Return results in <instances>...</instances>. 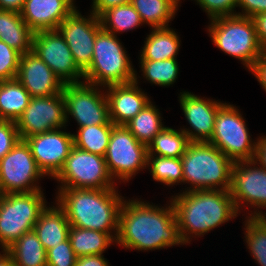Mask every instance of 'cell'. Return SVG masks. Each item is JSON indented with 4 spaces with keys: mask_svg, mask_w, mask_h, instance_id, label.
Listing matches in <instances>:
<instances>
[{
    "mask_svg": "<svg viewBox=\"0 0 266 266\" xmlns=\"http://www.w3.org/2000/svg\"><path fill=\"white\" fill-rule=\"evenodd\" d=\"M169 202V206L164 208L138 199L124 200L115 244L138 251L184 245L174 207Z\"/></svg>",
    "mask_w": 266,
    "mask_h": 266,
    "instance_id": "obj_1",
    "label": "cell"
},
{
    "mask_svg": "<svg viewBox=\"0 0 266 266\" xmlns=\"http://www.w3.org/2000/svg\"><path fill=\"white\" fill-rule=\"evenodd\" d=\"M58 189L55 204L64 211L70 226L108 233L116 240L124 201L116 188Z\"/></svg>",
    "mask_w": 266,
    "mask_h": 266,
    "instance_id": "obj_2",
    "label": "cell"
},
{
    "mask_svg": "<svg viewBox=\"0 0 266 266\" xmlns=\"http://www.w3.org/2000/svg\"><path fill=\"white\" fill-rule=\"evenodd\" d=\"M170 201L184 244L190 243L191 236L204 235L238 216L229 190L183 191Z\"/></svg>",
    "mask_w": 266,
    "mask_h": 266,
    "instance_id": "obj_3",
    "label": "cell"
},
{
    "mask_svg": "<svg viewBox=\"0 0 266 266\" xmlns=\"http://www.w3.org/2000/svg\"><path fill=\"white\" fill-rule=\"evenodd\" d=\"M187 191L229 190L233 161L209 142H190L181 157ZM189 188V189H188Z\"/></svg>",
    "mask_w": 266,
    "mask_h": 266,
    "instance_id": "obj_4",
    "label": "cell"
},
{
    "mask_svg": "<svg viewBox=\"0 0 266 266\" xmlns=\"http://www.w3.org/2000/svg\"><path fill=\"white\" fill-rule=\"evenodd\" d=\"M126 53L117 36L102 28L96 36L91 64L83 72L84 81L105 89L133 82L136 71Z\"/></svg>",
    "mask_w": 266,
    "mask_h": 266,
    "instance_id": "obj_5",
    "label": "cell"
},
{
    "mask_svg": "<svg viewBox=\"0 0 266 266\" xmlns=\"http://www.w3.org/2000/svg\"><path fill=\"white\" fill-rule=\"evenodd\" d=\"M210 22L208 31L214 45L242 61L248 70L265 52L251 18L236 14L214 18Z\"/></svg>",
    "mask_w": 266,
    "mask_h": 266,
    "instance_id": "obj_6",
    "label": "cell"
},
{
    "mask_svg": "<svg viewBox=\"0 0 266 266\" xmlns=\"http://www.w3.org/2000/svg\"><path fill=\"white\" fill-rule=\"evenodd\" d=\"M42 190L3 194L0 201V246L6 250L33 230L47 204Z\"/></svg>",
    "mask_w": 266,
    "mask_h": 266,
    "instance_id": "obj_7",
    "label": "cell"
},
{
    "mask_svg": "<svg viewBox=\"0 0 266 266\" xmlns=\"http://www.w3.org/2000/svg\"><path fill=\"white\" fill-rule=\"evenodd\" d=\"M239 109L224 103L215 116L213 136L208 141L233 162L252 160L256 153V140L252 141Z\"/></svg>",
    "mask_w": 266,
    "mask_h": 266,
    "instance_id": "obj_8",
    "label": "cell"
},
{
    "mask_svg": "<svg viewBox=\"0 0 266 266\" xmlns=\"http://www.w3.org/2000/svg\"><path fill=\"white\" fill-rule=\"evenodd\" d=\"M59 188L112 189L111 177L105 158L73 146L63 168L54 177Z\"/></svg>",
    "mask_w": 266,
    "mask_h": 266,
    "instance_id": "obj_9",
    "label": "cell"
},
{
    "mask_svg": "<svg viewBox=\"0 0 266 266\" xmlns=\"http://www.w3.org/2000/svg\"><path fill=\"white\" fill-rule=\"evenodd\" d=\"M104 158L111 177L128 182L147 168L148 148L125 125H114Z\"/></svg>",
    "mask_w": 266,
    "mask_h": 266,
    "instance_id": "obj_10",
    "label": "cell"
},
{
    "mask_svg": "<svg viewBox=\"0 0 266 266\" xmlns=\"http://www.w3.org/2000/svg\"><path fill=\"white\" fill-rule=\"evenodd\" d=\"M65 100L66 122L71 115L79 127L113 124L110 121L106 94L100 87L85 81L64 84L62 90Z\"/></svg>",
    "mask_w": 266,
    "mask_h": 266,
    "instance_id": "obj_11",
    "label": "cell"
},
{
    "mask_svg": "<svg viewBox=\"0 0 266 266\" xmlns=\"http://www.w3.org/2000/svg\"><path fill=\"white\" fill-rule=\"evenodd\" d=\"M42 176L45 177L36 164L30 146L23 139L0 160V187L3 194L41 190L37 182Z\"/></svg>",
    "mask_w": 266,
    "mask_h": 266,
    "instance_id": "obj_12",
    "label": "cell"
},
{
    "mask_svg": "<svg viewBox=\"0 0 266 266\" xmlns=\"http://www.w3.org/2000/svg\"><path fill=\"white\" fill-rule=\"evenodd\" d=\"M229 192L239 213L245 203L251 209H258L247 217H261L264 213L259 209L266 208V169L255 159L235 161Z\"/></svg>",
    "mask_w": 266,
    "mask_h": 266,
    "instance_id": "obj_13",
    "label": "cell"
},
{
    "mask_svg": "<svg viewBox=\"0 0 266 266\" xmlns=\"http://www.w3.org/2000/svg\"><path fill=\"white\" fill-rule=\"evenodd\" d=\"M32 51L44 61L63 84L81 83L84 73L75 64L72 52L58 29L33 34Z\"/></svg>",
    "mask_w": 266,
    "mask_h": 266,
    "instance_id": "obj_14",
    "label": "cell"
},
{
    "mask_svg": "<svg viewBox=\"0 0 266 266\" xmlns=\"http://www.w3.org/2000/svg\"><path fill=\"white\" fill-rule=\"evenodd\" d=\"M20 138H26L67 126L63 93L32 97L29 105L15 122Z\"/></svg>",
    "mask_w": 266,
    "mask_h": 266,
    "instance_id": "obj_15",
    "label": "cell"
},
{
    "mask_svg": "<svg viewBox=\"0 0 266 266\" xmlns=\"http://www.w3.org/2000/svg\"><path fill=\"white\" fill-rule=\"evenodd\" d=\"M90 14L86 18L78 10H73L58 27L82 72L91 64L96 36L102 29L100 18L92 12Z\"/></svg>",
    "mask_w": 266,
    "mask_h": 266,
    "instance_id": "obj_16",
    "label": "cell"
},
{
    "mask_svg": "<svg viewBox=\"0 0 266 266\" xmlns=\"http://www.w3.org/2000/svg\"><path fill=\"white\" fill-rule=\"evenodd\" d=\"M59 129L36 134L25 139L38 168L45 176L54 178L63 168L73 148V134Z\"/></svg>",
    "mask_w": 266,
    "mask_h": 266,
    "instance_id": "obj_17",
    "label": "cell"
},
{
    "mask_svg": "<svg viewBox=\"0 0 266 266\" xmlns=\"http://www.w3.org/2000/svg\"><path fill=\"white\" fill-rule=\"evenodd\" d=\"M181 109L191 130L182 128L190 142H208L213 136L215 116L218 109L224 104L217 100L207 99L194 95L191 92H180Z\"/></svg>",
    "mask_w": 266,
    "mask_h": 266,
    "instance_id": "obj_18",
    "label": "cell"
},
{
    "mask_svg": "<svg viewBox=\"0 0 266 266\" xmlns=\"http://www.w3.org/2000/svg\"><path fill=\"white\" fill-rule=\"evenodd\" d=\"M16 79L31 97H47L62 93L64 84L33 51L21 54Z\"/></svg>",
    "mask_w": 266,
    "mask_h": 266,
    "instance_id": "obj_19",
    "label": "cell"
},
{
    "mask_svg": "<svg viewBox=\"0 0 266 266\" xmlns=\"http://www.w3.org/2000/svg\"><path fill=\"white\" fill-rule=\"evenodd\" d=\"M137 79L135 74V80L131 83L107 86L105 93L107 92L109 116L114 125H126L151 102L138 86Z\"/></svg>",
    "mask_w": 266,
    "mask_h": 266,
    "instance_id": "obj_20",
    "label": "cell"
},
{
    "mask_svg": "<svg viewBox=\"0 0 266 266\" xmlns=\"http://www.w3.org/2000/svg\"><path fill=\"white\" fill-rule=\"evenodd\" d=\"M73 11L64 0H25L21 16L35 33L58 29L59 24Z\"/></svg>",
    "mask_w": 266,
    "mask_h": 266,
    "instance_id": "obj_21",
    "label": "cell"
},
{
    "mask_svg": "<svg viewBox=\"0 0 266 266\" xmlns=\"http://www.w3.org/2000/svg\"><path fill=\"white\" fill-rule=\"evenodd\" d=\"M70 227L64 211L58 205L46 206L40 213L33 231L47 251L69 238Z\"/></svg>",
    "mask_w": 266,
    "mask_h": 266,
    "instance_id": "obj_22",
    "label": "cell"
},
{
    "mask_svg": "<svg viewBox=\"0 0 266 266\" xmlns=\"http://www.w3.org/2000/svg\"><path fill=\"white\" fill-rule=\"evenodd\" d=\"M33 34L21 13L0 9V40L25 54L32 51Z\"/></svg>",
    "mask_w": 266,
    "mask_h": 266,
    "instance_id": "obj_23",
    "label": "cell"
},
{
    "mask_svg": "<svg viewBox=\"0 0 266 266\" xmlns=\"http://www.w3.org/2000/svg\"><path fill=\"white\" fill-rule=\"evenodd\" d=\"M180 42L178 34L173 29L152 28V32L146 37L139 59L153 61L174 59L177 57Z\"/></svg>",
    "mask_w": 266,
    "mask_h": 266,
    "instance_id": "obj_24",
    "label": "cell"
},
{
    "mask_svg": "<svg viewBox=\"0 0 266 266\" xmlns=\"http://www.w3.org/2000/svg\"><path fill=\"white\" fill-rule=\"evenodd\" d=\"M31 95L16 79L0 81V120L16 122L29 105Z\"/></svg>",
    "mask_w": 266,
    "mask_h": 266,
    "instance_id": "obj_25",
    "label": "cell"
},
{
    "mask_svg": "<svg viewBox=\"0 0 266 266\" xmlns=\"http://www.w3.org/2000/svg\"><path fill=\"white\" fill-rule=\"evenodd\" d=\"M6 250L10 253L14 266H47L46 249L33 230L24 233Z\"/></svg>",
    "mask_w": 266,
    "mask_h": 266,
    "instance_id": "obj_26",
    "label": "cell"
},
{
    "mask_svg": "<svg viewBox=\"0 0 266 266\" xmlns=\"http://www.w3.org/2000/svg\"><path fill=\"white\" fill-rule=\"evenodd\" d=\"M69 240L76 257L103 254L116 240L108 233L71 226Z\"/></svg>",
    "mask_w": 266,
    "mask_h": 266,
    "instance_id": "obj_27",
    "label": "cell"
},
{
    "mask_svg": "<svg viewBox=\"0 0 266 266\" xmlns=\"http://www.w3.org/2000/svg\"><path fill=\"white\" fill-rule=\"evenodd\" d=\"M130 3L142 22L152 28L169 27L168 23L175 18L179 6L174 0H131Z\"/></svg>",
    "mask_w": 266,
    "mask_h": 266,
    "instance_id": "obj_28",
    "label": "cell"
},
{
    "mask_svg": "<svg viewBox=\"0 0 266 266\" xmlns=\"http://www.w3.org/2000/svg\"><path fill=\"white\" fill-rule=\"evenodd\" d=\"M161 121L159 109L150 102L125 126L139 142L148 146L153 138L165 128Z\"/></svg>",
    "mask_w": 266,
    "mask_h": 266,
    "instance_id": "obj_29",
    "label": "cell"
},
{
    "mask_svg": "<svg viewBox=\"0 0 266 266\" xmlns=\"http://www.w3.org/2000/svg\"><path fill=\"white\" fill-rule=\"evenodd\" d=\"M189 143L181 128L175 130L165 126L147 146L148 155L181 158Z\"/></svg>",
    "mask_w": 266,
    "mask_h": 266,
    "instance_id": "obj_30",
    "label": "cell"
},
{
    "mask_svg": "<svg viewBox=\"0 0 266 266\" xmlns=\"http://www.w3.org/2000/svg\"><path fill=\"white\" fill-rule=\"evenodd\" d=\"M99 18L102 28L116 36L120 32H127L144 24L131 3L110 8Z\"/></svg>",
    "mask_w": 266,
    "mask_h": 266,
    "instance_id": "obj_31",
    "label": "cell"
},
{
    "mask_svg": "<svg viewBox=\"0 0 266 266\" xmlns=\"http://www.w3.org/2000/svg\"><path fill=\"white\" fill-rule=\"evenodd\" d=\"M113 126L102 124L78 128L77 134H73L74 146L104 157Z\"/></svg>",
    "mask_w": 266,
    "mask_h": 266,
    "instance_id": "obj_32",
    "label": "cell"
},
{
    "mask_svg": "<svg viewBox=\"0 0 266 266\" xmlns=\"http://www.w3.org/2000/svg\"><path fill=\"white\" fill-rule=\"evenodd\" d=\"M147 167L155 181L167 186L182 183L183 165L181 158L148 155Z\"/></svg>",
    "mask_w": 266,
    "mask_h": 266,
    "instance_id": "obj_33",
    "label": "cell"
},
{
    "mask_svg": "<svg viewBox=\"0 0 266 266\" xmlns=\"http://www.w3.org/2000/svg\"><path fill=\"white\" fill-rule=\"evenodd\" d=\"M143 77L152 84L171 86L179 74L177 59L167 60H139Z\"/></svg>",
    "mask_w": 266,
    "mask_h": 266,
    "instance_id": "obj_34",
    "label": "cell"
},
{
    "mask_svg": "<svg viewBox=\"0 0 266 266\" xmlns=\"http://www.w3.org/2000/svg\"><path fill=\"white\" fill-rule=\"evenodd\" d=\"M245 241L260 266H266V222L261 217H246Z\"/></svg>",
    "mask_w": 266,
    "mask_h": 266,
    "instance_id": "obj_35",
    "label": "cell"
},
{
    "mask_svg": "<svg viewBox=\"0 0 266 266\" xmlns=\"http://www.w3.org/2000/svg\"><path fill=\"white\" fill-rule=\"evenodd\" d=\"M21 53L0 40V81L16 78Z\"/></svg>",
    "mask_w": 266,
    "mask_h": 266,
    "instance_id": "obj_36",
    "label": "cell"
},
{
    "mask_svg": "<svg viewBox=\"0 0 266 266\" xmlns=\"http://www.w3.org/2000/svg\"><path fill=\"white\" fill-rule=\"evenodd\" d=\"M47 266H75L77 259L69 238L46 251Z\"/></svg>",
    "mask_w": 266,
    "mask_h": 266,
    "instance_id": "obj_37",
    "label": "cell"
},
{
    "mask_svg": "<svg viewBox=\"0 0 266 266\" xmlns=\"http://www.w3.org/2000/svg\"><path fill=\"white\" fill-rule=\"evenodd\" d=\"M207 13L210 20L218 17L236 15L234 10L238 0H195ZM235 11V12H234Z\"/></svg>",
    "mask_w": 266,
    "mask_h": 266,
    "instance_id": "obj_38",
    "label": "cell"
},
{
    "mask_svg": "<svg viewBox=\"0 0 266 266\" xmlns=\"http://www.w3.org/2000/svg\"><path fill=\"white\" fill-rule=\"evenodd\" d=\"M20 139L14 121L0 120V160L12 150Z\"/></svg>",
    "mask_w": 266,
    "mask_h": 266,
    "instance_id": "obj_39",
    "label": "cell"
},
{
    "mask_svg": "<svg viewBox=\"0 0 266 266\" xmlns=\"http://www.w3.org/2000/svg\"><path fill=\"white\" fill-rule=\"evenodd\" d=\"M238 6L242 8V12H237V15L249 18L266 12V0H238Z\"/></svg>",
    "mask_w": 266,
    "mask_h": 266,
    "instance_id": "obj_40",
    "label": "cell"
},
{
    "mask_svg": "<svg viewBox=\"0 0 266 266\" xmlns=\"http://www.w3.org/2000/svg\"><path fill=\"white\" fill-rule=\"evenodd\" d=\"M130 2L131 0H93L92 11L90 12L100 17L108 9Z\"/></svg>",
    "mask_w": 266,
    "mask_h": 266,
    "instance_id": "obj_41",
    "label": "cell"
},
{
    "mask_svg": "<svg viewBox=\"0 0 266 266\" xmlns=\"http://www.w3.org/2000/svg\"><path fill=\"white\" fill-rule=\"evenodd\" d=\"M266 91V52H264L249 70Z\"/></svg>",
    "mask_w": 266,
    "mask_h": 266,
    "instance_id": "obj_42",
    "label": "cell"
},
{
    "mask_svg": "<svg viewBox=\"0 0 266 266\" xmlns=\"http://www.w3.org/2000/svg\"><path fill=\"white\" fill-rule=\"evenodd\" d=\"M251 19L253 20L258 40L264 50H266V12L257 14Z\"/></svg>",
    "mask_w": 266,
    "mask_h": 266,
    "instance_id": "obj_43",
    "label": "cell"
},
{
    "mask_svg": "<svg viewBox=\"0 0 266 266\" xmlns=\"http://www.w3.org/2000/svg\"><path fill=\"white\" fill-rule=\"evenodd\" d=\"M75 266H109L103 254L78 257Z\"/></svg>",
    "mask_w": 266,
    "mask_h": 266,
    "instance_id": "obj_44",
    "label": "cell"
},
{
    "mask_svg": "<svg viewBox=\"0 0 266 266\" xmlns=\"http://www.w3.org/2000/svg\"><path fill=\"white\" fill-rule=\"evenodd\" d=\"M256 143V153H255V161H259L258 163L266 169V136H261L257 138Z\"/></svg>",
    "mask_w": 266,
    "mask_h": 266,
    "instance_id": "obj_45",
    "label": "cell"
},
{
    "mask_svg": "<svg viewBox=\"0 0 266 266\" xmlns=\"http://www.w3.org/2000/svg\"><path fill=\"white\" fill-rule=\"evenodd\" d=\"M25 0H0V9L21 13Z\"/></svg>",
    "mask_w": 266,
    "mask_h": 266,
    "instance_id": "obj_46",
    "label": "cell"
},
{
    "mask_svg": "<svg viewBox=\"0 0 266 266\" xmlns=\"http://www.w3.org/2000/svg\"><path fill=\"white\" fill-rule=\"evenodd\" d=\"M1 253H0V266H14L10 253L7 250H3Z\"/></svg>",
    "mask_w": 266,
    "mask_h": 266,
    "instance_id": "obj_47",
    "label": "cell"
},
{
    "mask_svg": "<svg viewBox=\"0 0 266 266\" xmlns=\"http://www.w3.org/2000/svg\"><path fill=\"white\" fill-rule=\"evenodd\" d=\"M73 10H77L76 8V6H75V2H74V0H64Z\"/></svg>",
    "mask_w": 266,
    "mask_h": 266,
    "instance_id": "obj_48",
    "label": "cell"
},
{
    "mask_svg": "<svg viewBox=\"0 0 266 266\" xmlns=\"http://www.w3.org/2000/svg\"><path fill=\"white\" fill-rule=\"evenodd\" d=\"M261 218L266 222V213H264Z\"/></svg>",
    "mask_w": 266,
    "mask_h": 266,
    "instance_id": "obj_49",
    "label": "cell"
},
{
    "mask_svg": "<svg viewBox=\"0 0 266 266\" xmlns=\"http://www.w3.org/2000/svg\"><path fill=\"white\" fill-rule=\"evenodd\" d=\"M2 197H3V192H2L1 187H0V201H1Z\"/></svg>",
    "mask_w": 266,
    "mask_h": 266,
    "instance_id": "obj_50",
    "label": "cell"
}]
</instances>
